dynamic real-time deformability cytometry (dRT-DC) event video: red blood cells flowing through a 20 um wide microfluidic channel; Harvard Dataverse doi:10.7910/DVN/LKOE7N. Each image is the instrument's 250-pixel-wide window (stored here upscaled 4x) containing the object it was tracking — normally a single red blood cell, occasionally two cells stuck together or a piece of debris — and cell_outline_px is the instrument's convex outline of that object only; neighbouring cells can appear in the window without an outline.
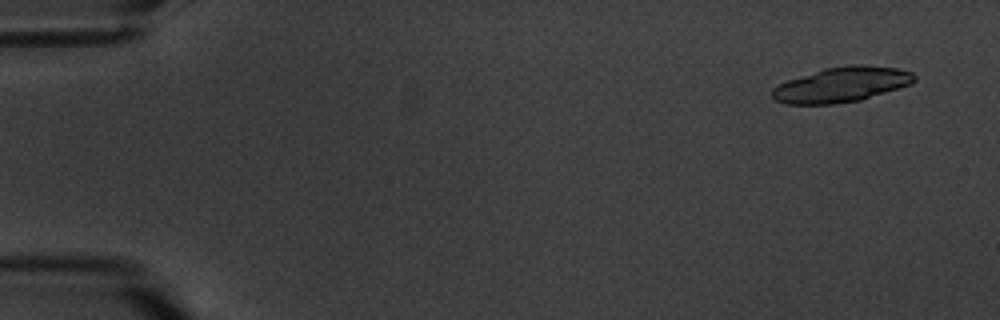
{"species": "common noctule bat (a hibernating species)", "species_latin": "Nyctalus noctula", "temperature_condition": "warm", "stored_images_in_passage": 9, "camera_frame_rate_fps": 3000, "um_per_image_px": 0.085, "animal": {"sex": "male", "body_mass_g": 20.1, "forearm_length_mm": 53.5}, "frame": {"image": 1, "passage_image": 1, "time_ms": 0.0, "image_size_px": [1000, 320], "cell_outline_px": [[916, 80], [912, 84], [860, 100], [836, 104], [784, 104], [776, 100], [772, 96], [772, 88], [788, 80], [824, 68], [848, 64], [860, 64], [896, 68], [912, 72], [916, 76]], "centroid_in_image_um": [71.55, 7.19], "position_along_channel_um": 13.4, "area_um2": 29.07}}
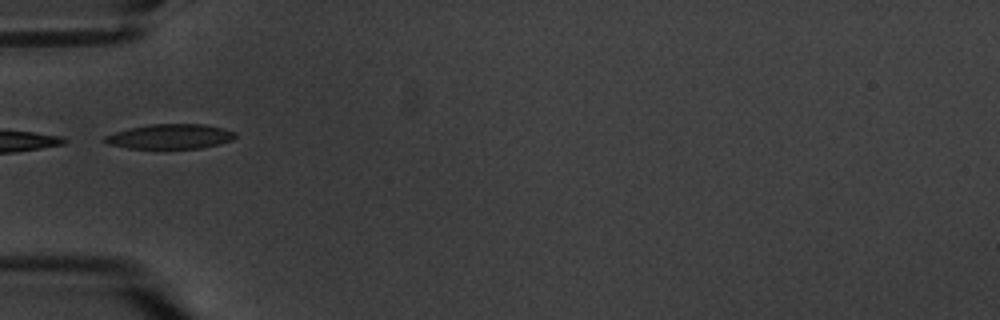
{"frame": {"image": 2, "passage_image": 6, "time_ms": 5.667, "image_size_px": [1000, 320], "cell_outline_px": [[236, 136], [232, 140], [220, 144], [200, 148], [128, 148], [108, 144], [100, 140], [104, 136], [116, 132], [148, 124], [204, 124], [224, 128], [236, 132]], "centroid_in_image_um": [14.48, 11.6], "position_along_channel_um": 70.5, "area_um2": 18.84}}
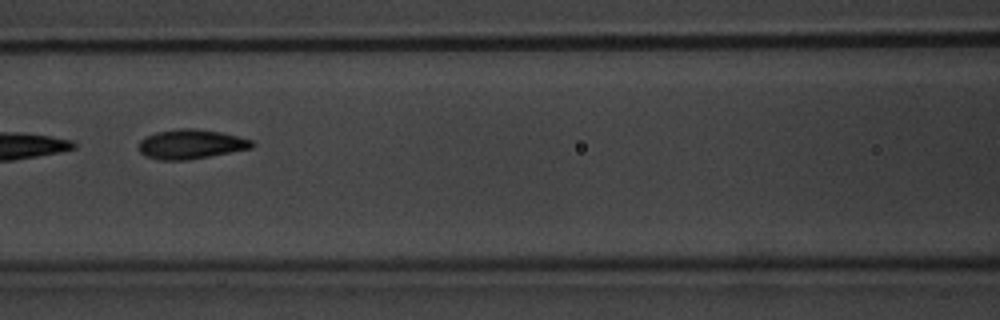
{"frame": {"image": 3, "passage_image": 8, "time_ms": 8.0, "image_size_px": [1000, 320], "cell_outline_px": [[256, 144], [252, 148], [208, 156], [184, 160], [160, 160], [148, 156], [140, 152], [140, 140], [144, 136], [156, 132], [176, 128], [196, 128], [220, 132], [252, 140]], "centroid_in_image_um": [16.22, 12.24], "position_along_channel_um": 150.4, "area_um2": 19.31}}